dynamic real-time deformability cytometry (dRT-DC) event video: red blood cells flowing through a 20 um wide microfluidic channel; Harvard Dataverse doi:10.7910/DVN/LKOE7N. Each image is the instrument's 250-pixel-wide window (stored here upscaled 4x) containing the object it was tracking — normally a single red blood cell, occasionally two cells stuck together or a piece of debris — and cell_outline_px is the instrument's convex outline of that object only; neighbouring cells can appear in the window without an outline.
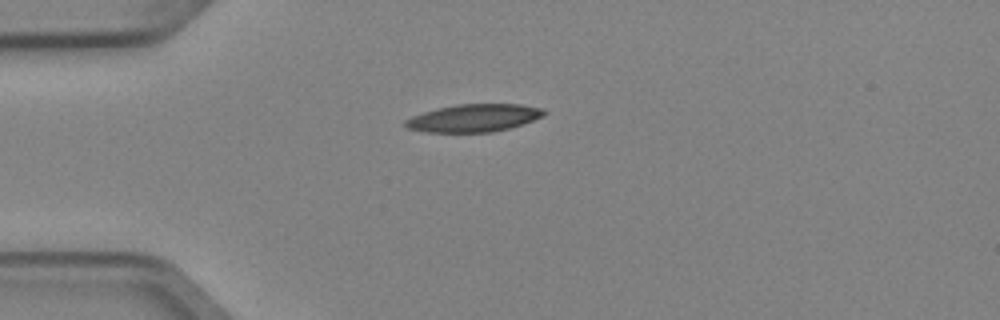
{"species": "Egyptian fruit bat (a non-hibernating species)", "species_latin": "Rousettus aegyptiacus", "temperature_condition": "cold", "stored_images_in_passage": 2, "camera_frame_rate_fps": 3000, "um_per_image_px": 0.085, "animal": {"sex": "female"}, "frame": {"image": 1, "passage_image": 2, "time_ms": 0.333, "image_size_px": [1000, 320], "cell_outline_px": [[548, 112], [544, 116], [524, 124], [492, 132], [428, 132], [408, 128], [404, 124], [404, 120], [412, 116], [436, 108], [456, 104], [520, 104], [544, 108]], "centroid_in_image_um": [40.32, 10.02], "position_along_channel_um": 44.7, "area_um2": 22.48}}